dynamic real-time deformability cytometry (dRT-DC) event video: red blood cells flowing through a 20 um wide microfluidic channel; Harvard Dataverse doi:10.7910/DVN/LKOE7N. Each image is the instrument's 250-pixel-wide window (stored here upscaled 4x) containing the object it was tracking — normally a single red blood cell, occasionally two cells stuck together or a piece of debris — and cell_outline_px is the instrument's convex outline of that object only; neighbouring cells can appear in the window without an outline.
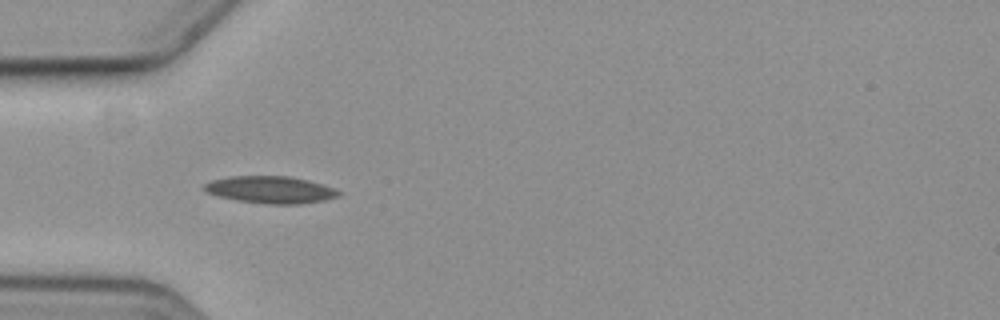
{"species": "common noctule bat (a hibernating species)", "species_latin": "Nyctalus noctula", "temperature_condition": "cold", "stored_images_in_passage": 15, "camera_frame_rate_fps": 3000, "um_per_image_px": 0.085, "animal": {"sex": "female", "body_mass_g": 19.3, "forearm_length_mm": 54.1}, "frame": {"image": 1, "passage_image": 5, "time_ms": 5.667, "image_size_px": [1000, 320], "cell_outline_px": [[340, 196], [324, 200], [300, 204], [264, 204], [236, 200], [220, 196], [208, 192], [204, 188], [204, 184], [212, 180], [232, 176], [288, 176], [308, 180], [332, 188], [340, 192]], "centroid_in_image_um": [23.0, 16.13], "position_along_channel_um": 62.0, "area_um2": 20.98}}
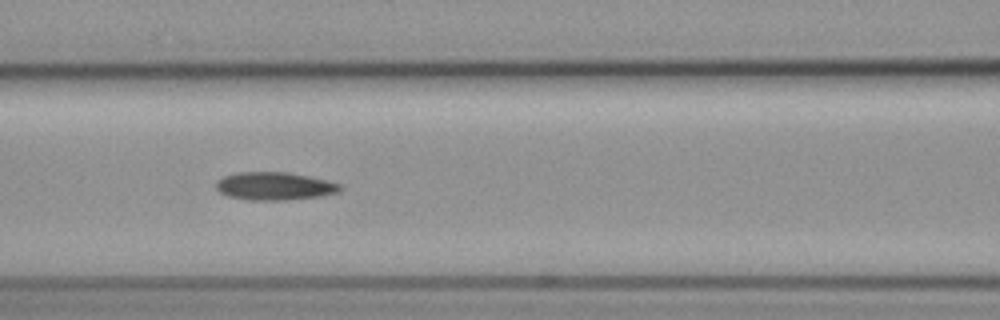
{"frame": {"image": 2, "passage_image": 7, "time_ms": 8.0, "image_size_px": [1000, 320], "cell_outline_px": [[344, 188], [340, 192], [320, 196], [284, 200], [248, 200], [228, 196], [220, 192], [216, 188], [216, 180], [224, 176], [240, 172], [288, 172], [328, 180], [340, 184]], "centroid_in_image_um": [23.36, 15.82], "position_along_channel_um": 143.2, "area_um2": 20.29}}
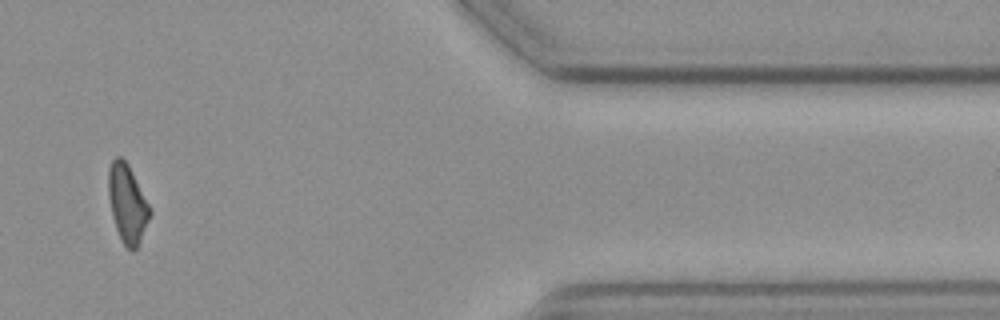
{"frame": {"image": 3, "passage_image": 13, "time_ms": 16.333, "image_size_px": [1000, 320], "cell_outline_px": [[152, 212], [140, 240], [136, 248], [132, 252], [120, 240], [112, 216], [108, 196], [108, 168], [112, 160], [116, 156], [120, 156], [128, 164]], "centroid_in_image_um": [10.8, 17.3], "position_along_channel_um": 400.6, "area_um2": 18.67}, "authors_computed_cell_mechanics": {"area_um2": 19.941, "velocity_mm_per_s": 3.5909, "shape_relaxation_time_tau1_ms": 3.3474, "shape_relaxation_time_tau2_ms": null, "deformation_change_tau1": 0.1047, "deformation_change_tau2": null}}